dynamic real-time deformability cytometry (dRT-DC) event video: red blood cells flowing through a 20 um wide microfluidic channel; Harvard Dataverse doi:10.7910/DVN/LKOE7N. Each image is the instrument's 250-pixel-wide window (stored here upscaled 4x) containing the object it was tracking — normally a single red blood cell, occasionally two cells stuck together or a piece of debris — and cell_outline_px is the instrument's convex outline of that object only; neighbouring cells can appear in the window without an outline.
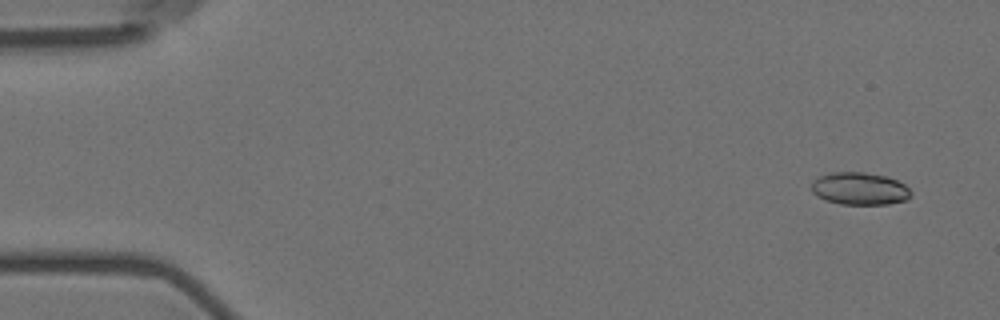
{"species": "Egyptian fruit bat (a non-hibernating species)", "species_latin": "Rousettus aegyptiacus", "temperature_condition": "room temperature", "stored_images_in_passage": 3, "camera_frame_rate_fps": 3000, "um_per_image_px": 0.085, "animal": {"sex": "female"}, "frame": {"image": 1, "passage_image": 3, "time_ms": 2.333, "image_size_px": [1000, 320], "cell_outline_px": [[912, 196], [908, 200], [888, 204], [840, 204], [824, 200], [816, 196], [812, 192], [812, 180], [820, 176], [832, 172], [864, 172], [888, 176], [904, 184], [912, 192]], "centroid_in_image_um": [73.08, 16.04], "position_along_channel_um": 11.9, "area_um2": 19.07}}